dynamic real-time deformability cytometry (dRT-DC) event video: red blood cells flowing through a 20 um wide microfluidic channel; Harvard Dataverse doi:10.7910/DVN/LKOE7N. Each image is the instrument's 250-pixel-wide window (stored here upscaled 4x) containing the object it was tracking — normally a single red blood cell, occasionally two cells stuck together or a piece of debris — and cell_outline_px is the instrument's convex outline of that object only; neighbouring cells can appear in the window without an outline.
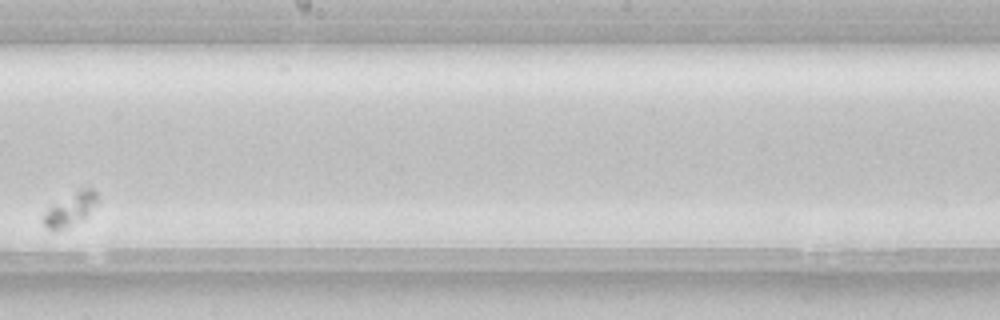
{"species": "common noctule bat (a hibernating species)", "species_latin": "Nyctalus noctula", "temperature_condition": "room temperature", "stored_images_in_passage": 6, "camera_frame_rate_fps": 3000, "um_per_image_px": 0.085, "animal": {"sex": "female", "body_mass_g": 22.7, "forearm_length_mm": 54.2}, "frame": {"image": 1, "passage_image": 5, "time_ms": 1.333, "image_size_px": [1000, 320], "cell_outline_px": [[96, 204], [88, 216], [84, 220], [56, 232], [48, 228], [44, 224], [44, 216], [48, 208], [80, 188], [92, 188], [96, 192]], "centroid_in_image_um": [6.01, 17.82], "position_along_channel_um": 242.2, "area_um2": 10.29}}